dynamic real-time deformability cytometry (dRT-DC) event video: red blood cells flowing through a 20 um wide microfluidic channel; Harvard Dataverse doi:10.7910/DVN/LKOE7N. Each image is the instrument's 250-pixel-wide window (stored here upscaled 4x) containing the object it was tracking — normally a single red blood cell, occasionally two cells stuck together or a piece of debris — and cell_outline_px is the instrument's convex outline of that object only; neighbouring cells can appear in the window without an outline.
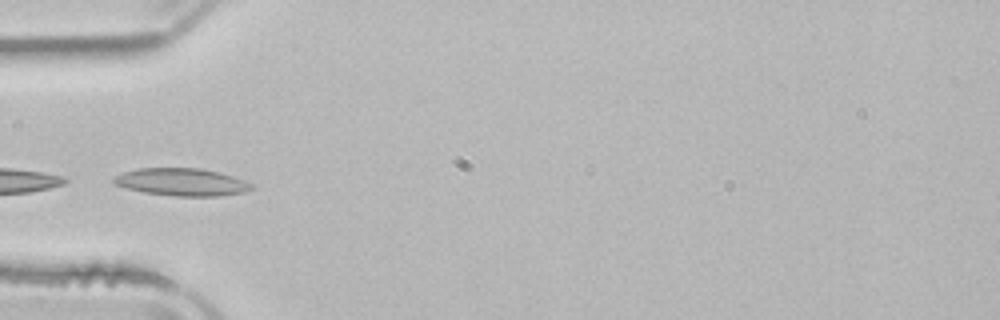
{"species": "common noctule bat (a hibernating species)", "species_latin": "Nyctalus noctula", "temperature_condition": "room temperature", "stored_images_in_passage": 4, "camera_frame_rate_fps": 3000, "um_per_image_px": 0.085, "animal": {"sex": "male", "body_mass_g": 21.5, "forearm_length_mm": 52.0}, "frame": {"image": 1, "passage_image": 4, "time_ms": 4.0, "image_size_px": [1000, 320], "cell_outline_px": [[252, 188], [244, 192], [220, 196], [172, 196], [144, 192], [112, 184], [112, 176], [136, 168], [200, 168], [220, 172], [244, 180], [252, 184]], "centroid_in_image_um": [15.4, 15.47], "position_along_channel_um": 69.6, "area_um2": 22.2}}